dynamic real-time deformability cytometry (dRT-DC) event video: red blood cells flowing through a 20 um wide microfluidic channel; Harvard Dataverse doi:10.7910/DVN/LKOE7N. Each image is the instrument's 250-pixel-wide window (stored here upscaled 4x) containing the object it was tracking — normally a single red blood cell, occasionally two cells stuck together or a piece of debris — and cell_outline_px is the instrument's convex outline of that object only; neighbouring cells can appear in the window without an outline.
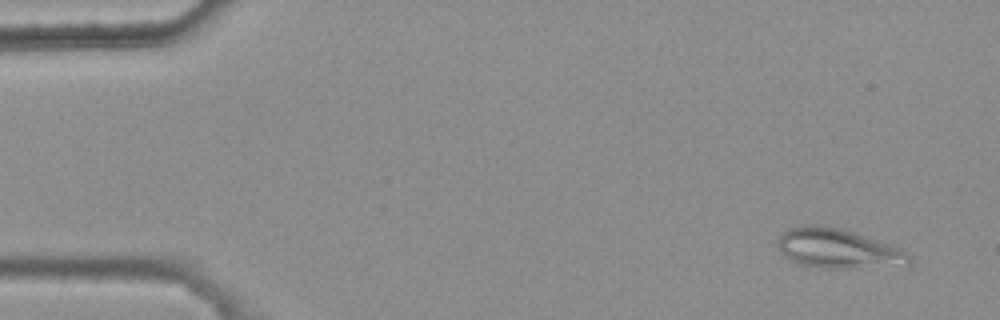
{"species": "common noctule bat (a hibernating species)", "species_latin": "Nyctalus noctula", "temperature_condition": "warm", "stored_images_in_passage": 4, "camera_frame_rate_fps": 3000, "um_per_image_px": 0.085, "animal": {"sex": "female", "body_mass_g": 25.1}, "frame": {"image": 1, "passage_image": 1, "time_ms": 0.0, "image_size_px": [1000, 320], "cell_outline_px": [[908, 264], [852, 268], [820, 268], [800, 264], [784, 256], [780, 252], [776, 244], [780, 232], [788, 228], [800, 224], [816, 224], [844, 228], [900, 248], [908, 252]], "centroid_in_image_um": [71.12, 21.09], "position_along_channel_um": 13.9, "area_um2": 30.46}}